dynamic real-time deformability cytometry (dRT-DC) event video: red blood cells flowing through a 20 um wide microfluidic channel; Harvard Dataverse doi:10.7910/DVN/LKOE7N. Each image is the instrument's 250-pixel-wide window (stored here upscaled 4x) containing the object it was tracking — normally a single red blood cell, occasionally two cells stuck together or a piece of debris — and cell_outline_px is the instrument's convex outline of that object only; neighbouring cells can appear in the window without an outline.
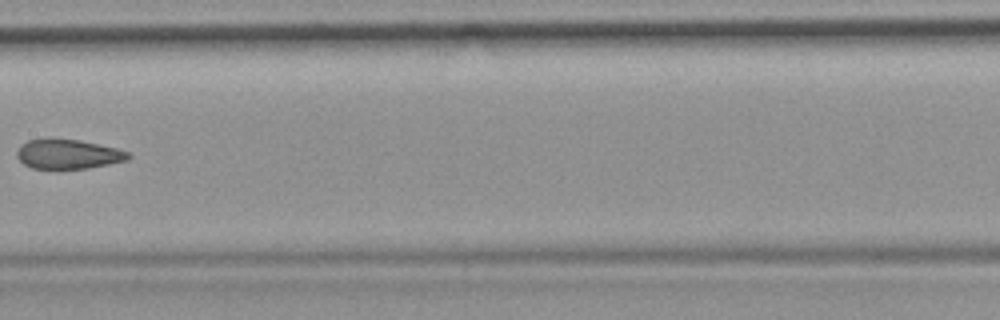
{"species": "common noctule bat (a hibernating species)", "species_latin": "Nyctalus noctula", "temperature_condition": "room temperature", "stored_images_in_passage": 9, "camera_frame_rate_fps": 3000, "um_per_image_px": 0.085, "animal": {"sex": "female", "body_mass_g": 19.9}, "frame": {"image": 1, "passage_image": 7, "time_ms": 7.0, "image_size_px": [1000, 320], "cell_outline_px": [[132, 156], [128, 160], [88, 168], [56, 172], [32, 168], [24, 164], [16, 156], [16, 152], [20, 144], [28, 140], [44, 136], [52, 136], [80, 140], [116, 148], [128, 152]], "centroid_in_image_um": [5.7, 13.1], "position_along_channel_um": 201.7, "area_um2": 20.46}}